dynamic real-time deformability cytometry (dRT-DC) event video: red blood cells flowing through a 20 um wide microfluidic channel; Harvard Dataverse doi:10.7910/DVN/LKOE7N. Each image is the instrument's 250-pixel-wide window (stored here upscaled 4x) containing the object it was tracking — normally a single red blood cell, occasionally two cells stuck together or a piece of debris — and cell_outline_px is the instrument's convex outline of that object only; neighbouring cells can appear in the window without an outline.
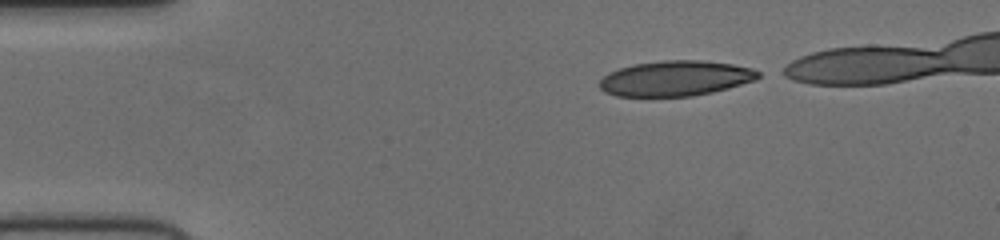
{"species": "human", "species_latin": "Homo sapiens", "temperature_condition": "cold", "stored_images_in_passage": 39, "camera_frame_rate_fps": 3000, "um_per_image_px": 0.085, "donor": {"sex": "female"}, "frame": {"image": 1, "passage_image": 1, "time_ms": 0.0, "image_size_px": [1000, 240], "cell_outline_px": [[760, 76], [756, 80], [728, 88], [712, 92], [692, 96], [616, 96], [604, 92], [600, 88], [600, 80], [608, 72], [620, 68], [636, 64], [664, 60], [700, 60], [732, 64], [752, 68], [760, 72]], "centroid_in_image_um": [57.42, 6.66], "position_along_channel_um": 27.6, "area_um2": 32.54}}
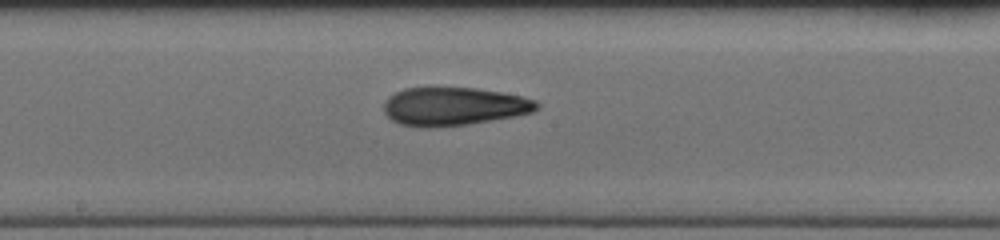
{"frame": {"image": 2, "passage_image": 20, "time_ms": 6.333, "image_size_px": [1000, 240], "cell_outline_px": [[540, 108], [532, 112], [516, 116], [468, 124], [432, 128], [420, 128], [400, 124], [392, 120], [384, 112], [384, 104], [388, 96], [404, 88], [428, 84], [476, 88], [500, 92], [520, 96], [536, 100], [540, 104]], "centroid_in_image_um": [38.53, 9.01], "position_along_channel_um": 209.7, "area_um2": 35.26}}
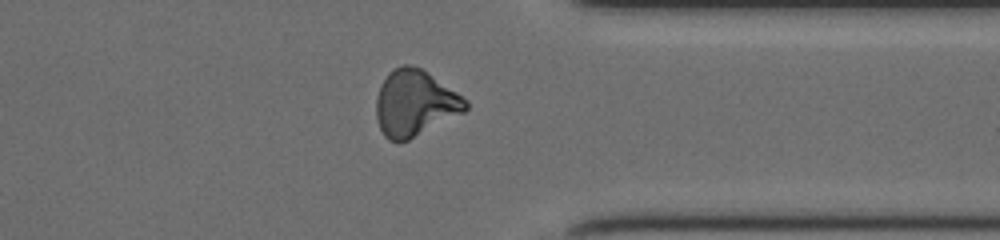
{"frame": {"image": 3, "passage_image": 33, "time_ms": 10.667, "image_size_px": [1000, 240], "cell_outline_px": [[468, 108], [464, 112], [408, 140], [388, 140], [384, 136], [376, 120], [376, 96], [380, 84], [388, 72], [392, 68], [400, 64], [408, 64], [420, 68], [468, 100]], "centroid_in_image_um": [35.22, 8.75], "position_along_channel_um": 376.2, "area_um2": 34.28}}